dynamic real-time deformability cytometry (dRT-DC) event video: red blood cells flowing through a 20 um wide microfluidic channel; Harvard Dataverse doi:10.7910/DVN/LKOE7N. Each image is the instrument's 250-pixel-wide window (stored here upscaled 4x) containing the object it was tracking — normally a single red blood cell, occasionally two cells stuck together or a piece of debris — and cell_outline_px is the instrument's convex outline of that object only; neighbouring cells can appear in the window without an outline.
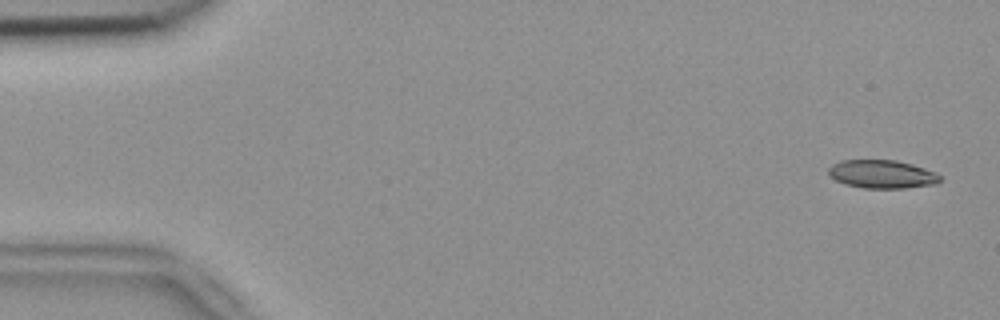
{"species": "common noctule bat (a hibernating species)", "species_latin": "Nyctalus noctula", "temperature_condition": "room temperature", "stored_images_in_passage": 53, "camera_frame_rate_fps": 3000, "um_per_image_px": 0.085, "animal": {"sex": "female", "body_mass_g": 18.4}, "frame": {"image": 1, "passage_image": 2, "time_ms": 0.333, "image_size_px": [1000, 320], "cell_outline_px": [[940, 180], [936, 184], [904, 188], [864, 188], [844, 184], [828, 176], [828, 168], [832, 164], [840, 160], [896, 160], [912, 164], [936, 172], [940, 176]], "centroid_in_image_um": [74.94, 14.8], "position_along_channel_um": 10.1, "area_um2": 18.5}}
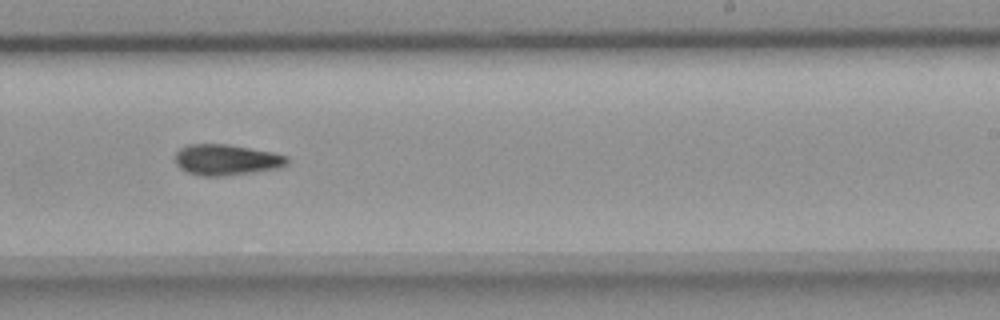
{"frame": {"image": 2, "passage_image": 33, "time_ms": 10.667, "image_size_px": [1000, 320], "cell_outline_px": [[288, 164], [280, 168], [224, 176], [204, 176], [188, 172], [180, 168], [176, 164], [176, 152], [180, 148], [188, 144], [228, 144], [272, 152], [288, 156]], "centroid_in_image_um": [19.26, 13.58], "position_along_channel_um": 269.7, "area_um2": 20.11}}
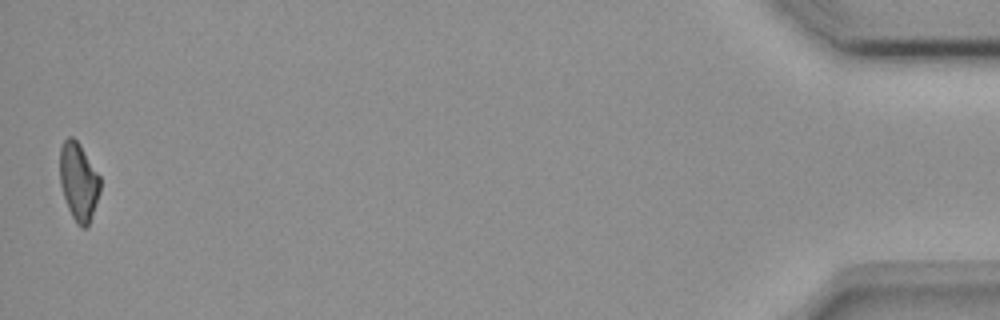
{"frame": {"image": 3, "passage_image": 53, "time_ms": 17.333, "image_size_px": [1000, 320], "cell_outline_px": [[100, 192], [88, 224], [84, 228], [80, 228], [76, 224], [68, 208], [60, 184], [60, 148], [64, 140], [68, 136], [72, 136], [80, 144], [100, 176]], "centroid_in_image_um": [6.67, 15.42], "position_along_channel_um": 428.5, "area_um2": 18.21}, "authors_computed_cell_mechanics": {"area_um2": 19.5364, "velocity_mm_per_s": 3.7754, "shape_relaxation_time_tau1_ms": 6.7181, "shape_relaxation_time_tau2_ms": null, "deformation_change_tau1": 0.1604, "deformation_change_tau2": null}}